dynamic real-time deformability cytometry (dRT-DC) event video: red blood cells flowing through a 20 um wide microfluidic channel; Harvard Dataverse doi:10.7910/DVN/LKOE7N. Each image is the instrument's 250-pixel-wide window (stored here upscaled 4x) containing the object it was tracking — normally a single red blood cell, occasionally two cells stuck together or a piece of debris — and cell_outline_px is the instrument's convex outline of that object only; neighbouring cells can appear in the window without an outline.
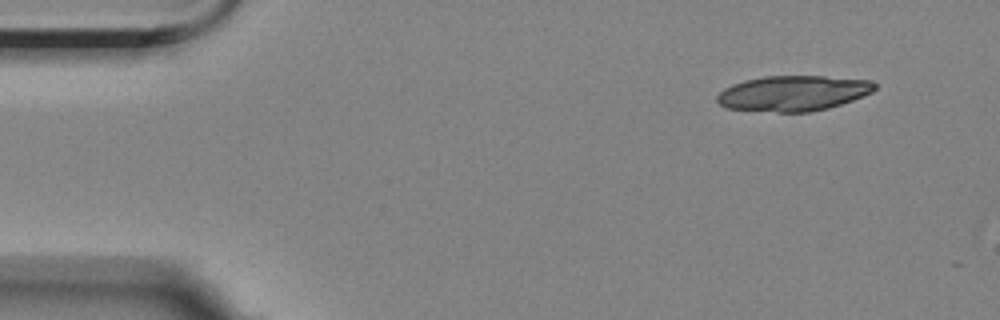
{"species": "Egyptian fruit bat (a non-hibernating species)", "species_latin": "Rousettus aegyptiacus", "temperature_condition": "room temperature", "stored_images_in_passage": 5, "camera_frame_rate_fps": 3000, "um_per_image_px": 0.085, "animal": {"sex": "female"}, "frame": {"image": 1, "passage_image": 1, "time_ms": 0.0, "image_size_px": [1000, 320], "cell_outline_px": [[876, 88], [872, 92], [852, 100], [828, 108], [808, 112], [780, 112], [724, 108], [716, 100], [716, 96], [724, 88], [732, 84], [744, 80], [764, 76], [824, 76], [872, 80], [876, 84]], "centroid_in_image_um": [67.4, 7.92], "position_along_channel_um": 17.6, "area_um2": 32.54}}